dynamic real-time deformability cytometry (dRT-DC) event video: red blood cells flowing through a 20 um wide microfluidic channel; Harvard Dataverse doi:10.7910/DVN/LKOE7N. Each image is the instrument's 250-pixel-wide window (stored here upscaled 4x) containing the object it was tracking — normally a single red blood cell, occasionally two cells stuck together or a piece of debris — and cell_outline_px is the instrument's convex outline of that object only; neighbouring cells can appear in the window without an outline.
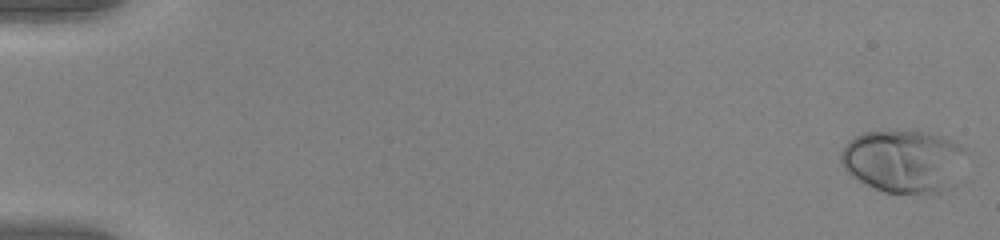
{"species": "human", "species_latin": "Homo sapiens", "temperature_condition": "warm", "stored_images_in_passage": 53, "camera_frame_rate_fps": 3000, "um_per_image_px": 0.085, "donor": {"sex": "female"}, "frame": {"image": 1, "passage_image": 1, "time_ms": 0.0, "image_size_px": [1000, 240], "cell_outline_px": [[968, 152], [940, 192], [884, 192], [852, 176], [844, 168], [840, 160], [840, 152], [844, 144], [848, 140], [864, 132], [932, 132], [964, 148]], "centroid_in_image_um": [76.68, 13.65], "position_along_channel_um": 8.3, "area_um2": 44.04}}
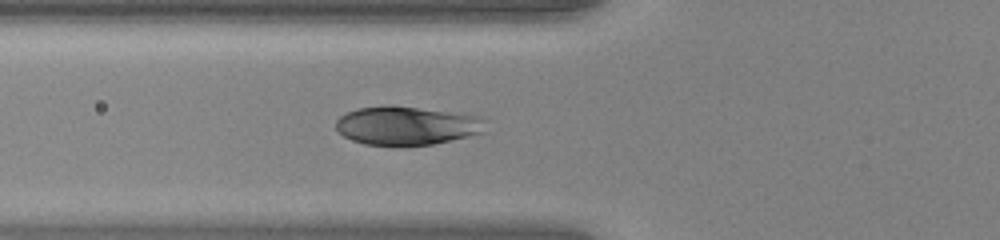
{"frame": {"image": 2, "passage_image": 21, "time_ms": 6.667, "image_size_px": [1000, 240], "cell_outline_px": [[488, 120], [484, 132], [432, 144], [364, 144], [352, 140], [344, 136], [336, 128], [336, 120], [340, 116], [356, 108], [388, 104], [484, 116]], "centroid_in_image_um": [34.6, 10.64], "position_along_channel_um": 91.2, "area_um2": 33.58}}
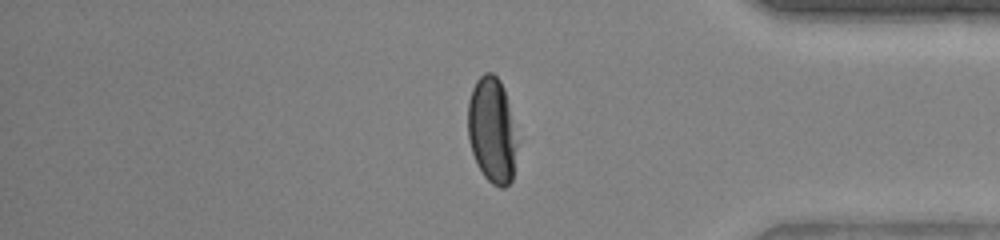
{"frame": {"image": 3, "passage_image": 45, "time_ms": 14.667, "image_size_px": [1000, 240], "cell_outline_px": [[516, 148], [512, 180], [504, 188], [500, 188], [492, 184], [484, 176], [476, 164], [472, 152], [468, 136], [468, 100], [472, 88], [476, 80], [484, 72], [492, 72], [500, 80], [504, 88], [516, 144]], "centroid_in_image_um": [41.78, 11.08], "position_along_channel_um": 393.4, "area_um2": 29.94}}